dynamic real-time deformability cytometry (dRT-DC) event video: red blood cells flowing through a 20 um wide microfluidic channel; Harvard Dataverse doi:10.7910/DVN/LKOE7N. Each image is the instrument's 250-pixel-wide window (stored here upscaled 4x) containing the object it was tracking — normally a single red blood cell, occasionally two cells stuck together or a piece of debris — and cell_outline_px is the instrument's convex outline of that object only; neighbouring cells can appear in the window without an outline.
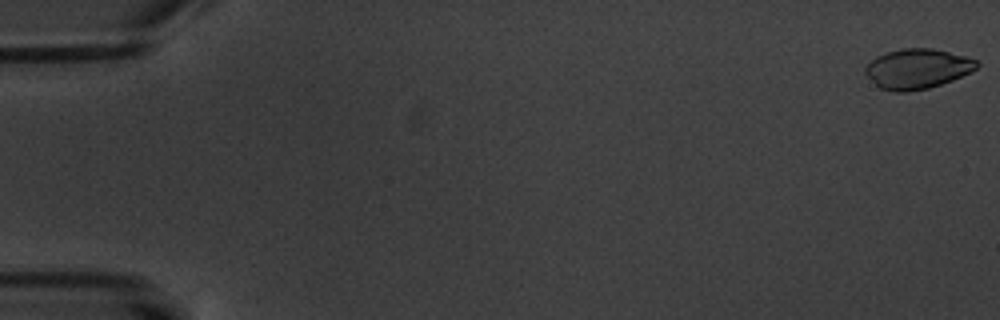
{"species": "common noctule bat (a hibernating species)", "species_latin": "Nyctalus noctula", "temperature_condition": "warm", "stored_images_in_passage": 6, "camera_frame_rate_fps": 3000, "um_per_image_px": 0.085, "animal": {"sex": "male", "body_mass_g": 20.1, "forearm_length_mm": 53.5}, "frame": {"image": 1, "passage_image": 1, "time_ms": 0.0, "image_size_px": [1000, 320], "cell_outline_px": [[980, 64], [972, 72], [952, 80], [928, 88], [908, 92], [892, 92], [880, 88], [864, 72], [864, 68], [876, 56], [884, 52], [904, 48], [932, 48], [964, 56], [976, 60]], "centroid_in_image_um": [77.96, 5.85], "position_along_channel_um": 7.0, "area_um2": 25.89}}
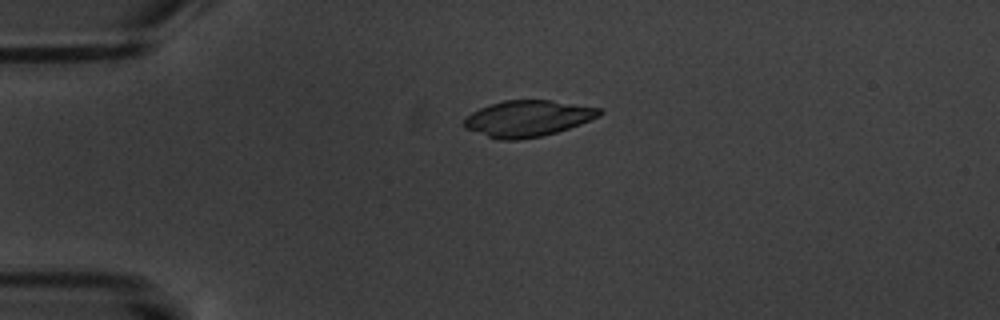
{"frame": {"image": 2, "passage_image": 5, "time_ms": 4.667, "image_size_px": [1000, 320], "cell_outline_px": [[604, 112], [600, 116], [580, 124], [556, 132], [540, 136], [516, 140], [500, 140], [464, 128], [464, 120], [472, 112], [480, 108], [504, 100], [552, 100], [600, 108]], "centroid_in_image_um": [44.88, 10.06], "position_along_channel_um": 40.1, "area_um2": 28.26}}